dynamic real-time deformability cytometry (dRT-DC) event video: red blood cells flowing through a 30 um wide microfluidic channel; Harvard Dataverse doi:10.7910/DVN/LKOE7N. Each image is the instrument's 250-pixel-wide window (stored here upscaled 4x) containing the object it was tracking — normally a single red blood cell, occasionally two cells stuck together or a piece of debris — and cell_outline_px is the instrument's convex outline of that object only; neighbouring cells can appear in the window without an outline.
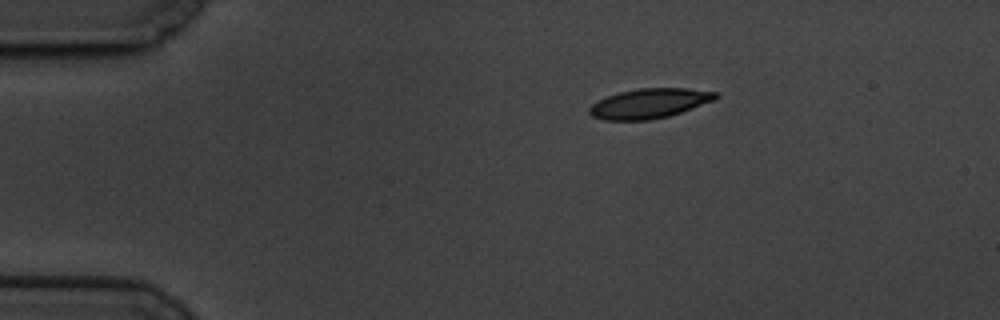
{"species": "common noctule bat (a hibernating species)", "species_latin": "Nyctalus noctula", "temperature_condition": "cold", "stored_images_in_passage": 50, "camera_frame_rate_fps": 3000, "um_per_image_px": 0.085, "animal": {"sex": "male", "body_mass_g": 19.5, "forearm_length_mm": 54.6}, "frame": {"image": 1, "passage_image": 1, "time_ms": 0.0, "image_size_px": [1000, 320], "cell_outline_px": [[720, 96], [712, 100], [680, 112], [668, 116], [652, 120], [604, 120], [592, 116], [588, 112], [588, 108], [592, 104], [608, 96], [620, 92], [640, 88], [688, 88], [716, 92]], "centroid_in_image_um": [55.17, 8.79], "position_along_channel_um": 29.8, "area_um2": 21.62}}
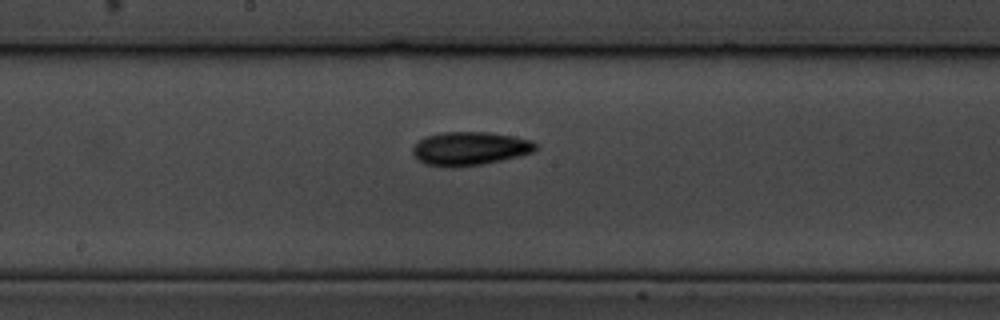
{"frame": {"image": 2, "passage_image": 22, "time_ms": 7.0, "image_size_px": [1000, 320], "cell_outline_px": [[536, 148], [532, 152], [500, 160], [480, 164], [452, 168], [424, 164], [412, 152], [412, 148], [424, 136], [440, 132], [488, 132], [512, 136], [532, 140], [536, 144]], "centroid_in_image_um": [39.9, 12.62], "position_along_channel_um": 208.3, "area_um2": 23.81}}
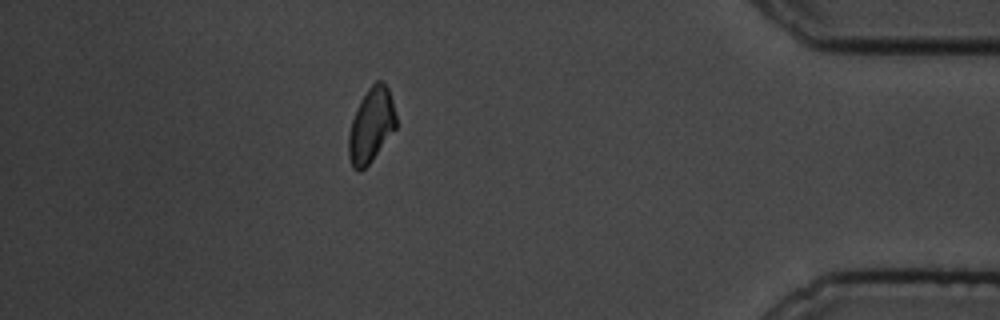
{"frame": {"image": 3, "passage_image": 43, "time_ms": 14.0, "image_size_px": [1000, 320], "cell_outline_px": [[396, 128], [372, 160], [360, 172], [356, 172], [352, 168], [348, 156], [348, 132], [352, 120], [360, 100], [368, 88], [376, 80], [380, 80], [388, 88], [392, 100], [396, 116]], "centroid_in_image_um": [31.53, 10.68], "position_along_channel_um": 403.7, "area_um2": 20.63}, "authors_computed_cell_mechanics": {"area_um2": 21.7906, "velocity_mm_per_s": 3.3632, "shape_relaxation_time_tau1_ms": 3.3163, "shape_relaxation_time_tau2_ms": 11.2077, "deformation_change_tau1": 0.1062, "deformation_change_tau2": 0.1596}}